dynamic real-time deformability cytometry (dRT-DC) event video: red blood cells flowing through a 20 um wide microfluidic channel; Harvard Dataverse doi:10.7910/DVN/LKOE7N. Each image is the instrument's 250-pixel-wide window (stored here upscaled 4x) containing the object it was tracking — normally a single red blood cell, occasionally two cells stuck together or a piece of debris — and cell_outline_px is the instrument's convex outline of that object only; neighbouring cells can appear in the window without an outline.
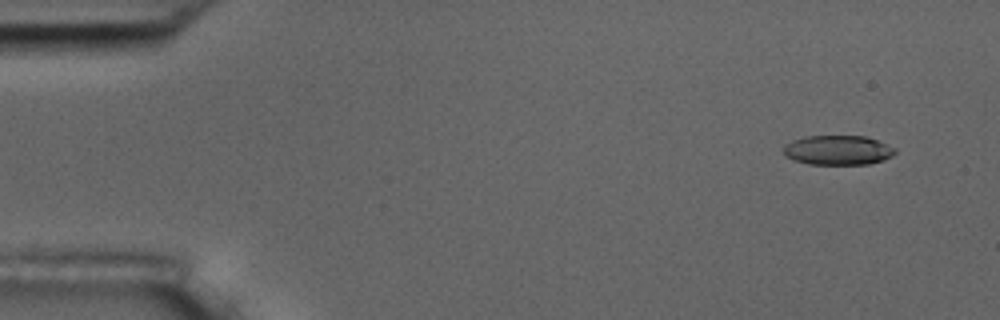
{"species": "common noctule bat (a hibernating species)", "species_latin": "Nyctalus noctula", "temperature_condition": "room temperature", "stored_images_in_passage": 15, "camera_frame_rate_fps": 3000, "um_per_image_px": 0.085, "animal": {"sex": "male", "body_mass_g": 17.5, "forearm_length_mm": 52.3}, "frame": {"image": 1, "passage_image": 2, "time_ms": 0.333, "image_size_px": [1000, 320], "cell_outline_px": [[896, 152], [892, 156], [884, 160], [868, 164], [808, 164], [792, 160], [784, 156], [784, 144], [792, 140], [804, 136], [864, 136], [876, 140], [896, 148]], "centroid_in_image_um": [71.19, 12.76], "position_along_channel_um": 13.8, "area_um2": 19.36}}
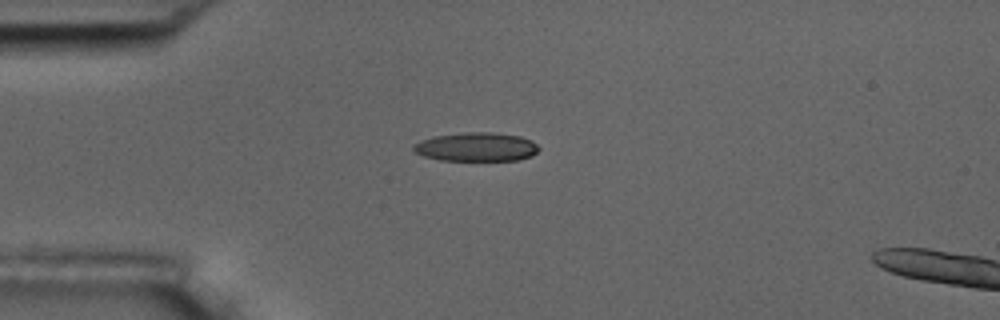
{"frame": {"image": 2, "passage_image": 12, "time_ms": 3.667, "image_size_px": [1000, 320], "cell_outline_px": [[540, 148], [532, 156], [516, 160], [440, 160], [424, 156], [416, 152], [412, 148], [412, 144], [420, 140], [436, 136], [460, 132], [492, 132], [520, 136], [532, 140]], "centroid_in_image_um": [40.48, 12.48], "position_along_channel_um": 44.5, "area_um2": 21.1}}